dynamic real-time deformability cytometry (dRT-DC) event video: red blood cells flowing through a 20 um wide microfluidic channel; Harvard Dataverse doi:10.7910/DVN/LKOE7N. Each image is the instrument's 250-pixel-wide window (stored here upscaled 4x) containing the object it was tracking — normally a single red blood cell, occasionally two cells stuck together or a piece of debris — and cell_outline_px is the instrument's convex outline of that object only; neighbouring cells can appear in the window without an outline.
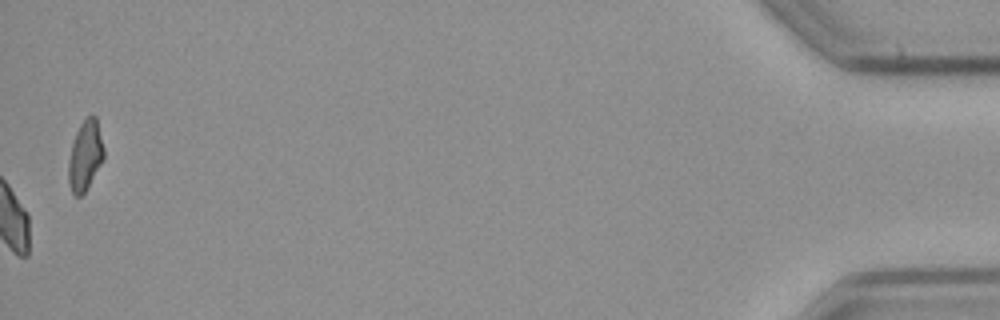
{"species": "common noctule bat (a hibernating species)", "species_latin": "Nyctalus noctula", "temperature_condition": "cold", "stored_images_in_passage": 55, "camera_frame_rate_fps": 3000, "um_per_image_px": 0.085, "animal": {"sex": "male", "body_mass_g": 23.1, "forearm_length_mm": 52.7}, "frame": {"image": 1, "passage_image": 55, "time_ms": 18.0, "image_size_px": [1000, 320], "cell_outline_px": [[104, 160], [84, 192], [80, 196], [76, 196], [72, 192], [68, 180], [68, 164], [72, 144], [76, 132], [80, 124], [88, 116], [96, 116], [104, 148]], "centroid_in_image_um": [7.25, 13.22], "position_along_channel_um": 428.0, "area_um2": 14.28}, "authors_computed_cell_mechanics": {"area_um2": 17.629, "velocity_mm_per_s": 3.6184, "shape_relaxation_time_tau1_ms": 0.3196, "shape_relaxation_time_tau2_ms": null, "deformation_change_tau1": 0.1686, "deformation_change_tau2": null}}